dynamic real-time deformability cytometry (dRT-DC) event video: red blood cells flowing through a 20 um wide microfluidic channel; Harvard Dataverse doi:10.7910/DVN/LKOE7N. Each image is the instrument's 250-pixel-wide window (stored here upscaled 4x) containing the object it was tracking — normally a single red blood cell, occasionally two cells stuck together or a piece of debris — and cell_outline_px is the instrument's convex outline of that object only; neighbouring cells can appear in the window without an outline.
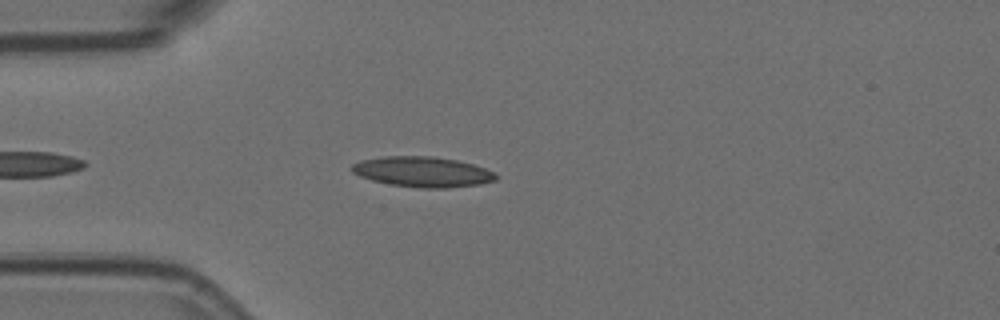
{"species": "Egyptian fruit bat (a non-hibernating species)", "species_latin": "Rousettus aegyptiacus", "temperature_condition": "room temperature", "stored_images_in_passage": 5, "camera_frame_rate_fps": 3000, "um_per_image_px": 0.085, "animal": {"sex": "female"}, "frame": {"image": 1, "passage_image": 5, "time_ms": 1.333, "image_size_px": [1000, 320], "cell_outline_px": [[496, 180], [480, 184], [448, 188], [420, 188], [392, 184], [372, 180], [360, 176], [352, 172], [352, 164], [360, 160], [384, 156], [432, 156], [456, 160], [472, 164], [484, 168], [492, 172], [496, 176]], "centroid_in_image_um": [35.9, 14.6], "position_along_channel_um": 49.1, "area_um2": 25.26}}